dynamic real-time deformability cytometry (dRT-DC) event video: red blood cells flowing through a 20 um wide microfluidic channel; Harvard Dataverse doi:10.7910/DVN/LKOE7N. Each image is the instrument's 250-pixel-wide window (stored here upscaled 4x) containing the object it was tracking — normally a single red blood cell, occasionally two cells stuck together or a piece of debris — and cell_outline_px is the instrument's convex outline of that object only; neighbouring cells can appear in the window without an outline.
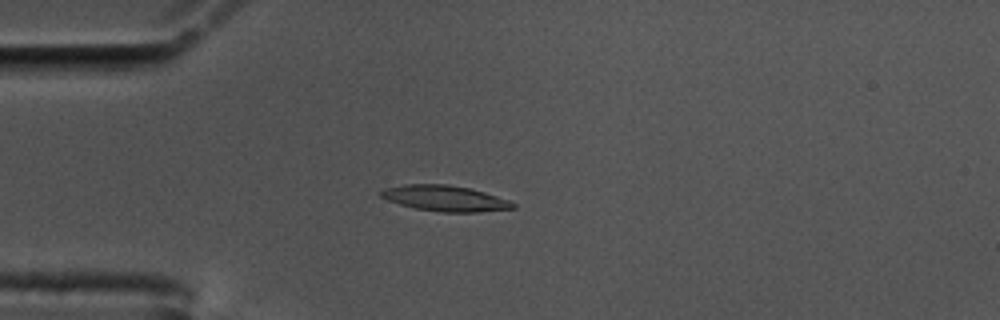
{"species": "common noctule bat (a hibernating species)", "species_latin": "Nyctalus noctula", "temperature_condition": "cold", "stored_images_in_passage": 46, "camera_frame_rate_fps": 3000, "um_per_image_px": 0.085, "animal": {"sex": "male", "body_mass_g": 17.5, "forearm_length_mm": 52.3}, "frame": {"image": 1, "passage_image": 7, "time_ms": 2.0, "image_size_px": [1000, 320], "cell_outline_px": [[516, 208], [476, 212], [444, 212], [416, 208], [400, 204], [388, 200], [380, 196], [380, 192], [384, 188], [404, 184], [448, 184], [468, 188], [484, 192], [508, 200], [516, 204]], "centroid_in_image_um": [37.82, 16.85], "position_along_channel_um": 47.2, "area_um2": 19.59}}
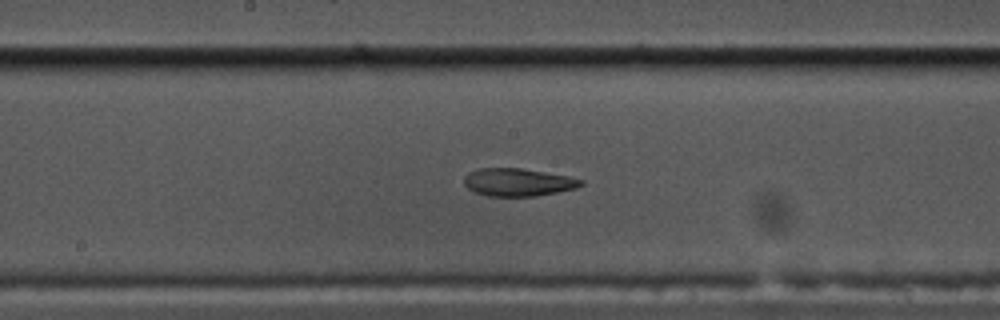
{"frame": {"image": 2, "passage_image": 22, "time_ms": 7.0, "image_size_px": [1000, 320], "cell_outline_px": [[584, 184], [576, 188], [536, 196], [488, 196], [472, 192], [464, 184], [464, 176], [468, 172], [480, 168], [520, 168], [568, 176], [584, 180]], "centroid_in_image_um": [44.0, 15.49], "position_along_channel_um": 204.2, "area_um2": 18.96}}
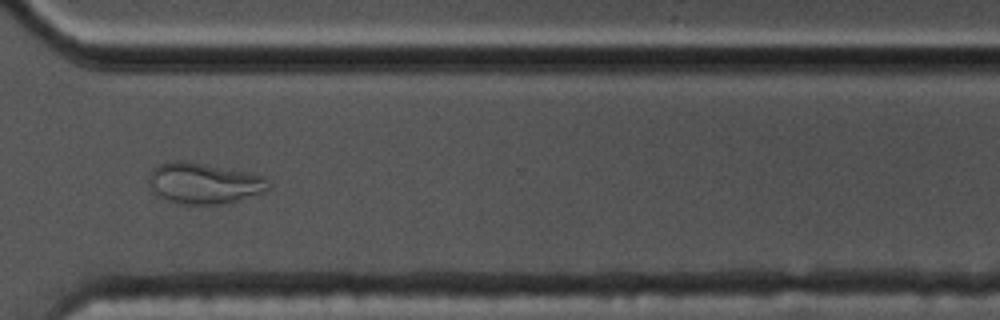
{"frame": {"image": 3, "passage_image": 35, "time_ms": 11.333, "image_size_px": [1000, 320], "cell_outline_px": [[272, 184], [264, 192], [236, 200], [220, 204], [180, 204], [164, 200], [156, 196], [148, 184], [148, 176], [152, 168], [160, 164], [176, 160], [184, 160], [248, 172], [264, 176]], "centroid_in_image_um": [17.28, 15.57], "position_along_channel_um": 353.3, "area_um2": 28.78}, "authors_computed_cell_mechanics": {"area_um2": 19.5075, "velocity_mm_per_s": 3.4368, "shape_relaxation_time_tau1_ms": null, "shape_relaxation_time_tau2_ms": 1.6049, "deformation_change_tau1": null, "deformation_change_tau2": 0.0633}}